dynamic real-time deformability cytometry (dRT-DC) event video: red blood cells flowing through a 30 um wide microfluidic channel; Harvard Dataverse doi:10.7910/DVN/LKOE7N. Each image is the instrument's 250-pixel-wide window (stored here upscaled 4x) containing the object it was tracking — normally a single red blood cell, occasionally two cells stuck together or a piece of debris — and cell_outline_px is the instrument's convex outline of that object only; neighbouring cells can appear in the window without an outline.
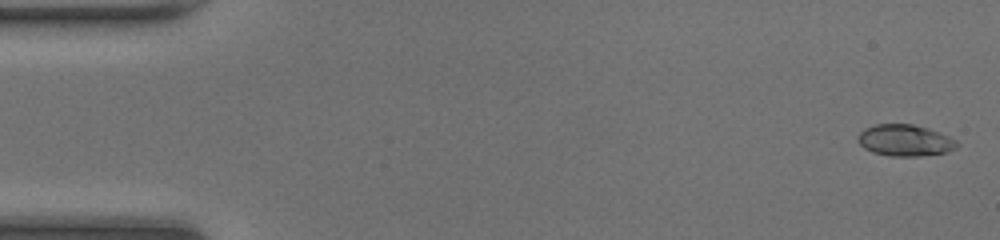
{"species": "common noctule bat (a hibernating species)", "species_latin": "Nyctalus noctula", "temperature_condition": "room temperature", "stored_images_in_passage": 47, "camera_frame_rate_fps": 3000, "um_per_image_px": 0.085, "animal": {"sex": "female", "body_mass_g": 20.0, "forearm_length_mm": 54.0}, "frame": {"image": 1, "passage_image": 1, "time_ms": 0.0, "image_size_px": [1000, 240], "cell_outline_px": [[960, 144], [956, 148], [944, 152], [920, 156], [892, 156], [872, 152], [864, 148], [856, 140], [856, 136], [864, 128], [876, 124], [912, 124], [928, 128], [940, 132], [956, 140]], "centroid_in_image_um": [76.9, 11.92], "position_along_channel_um": 8.1, "area_um2": 18.26}}
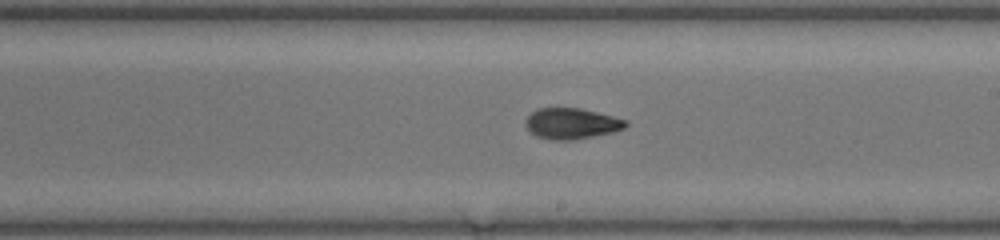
{"frame": {"image": 2, "passage_image": 27, "time_ms": 8.667, "image_size_px": [1000, 240], "cell_outline_px": [[628, 124], [624, 128], [612, 132], [572, 140], [548, 140], [536, 136], [524, 124], [524, 120], [536, 108], [580, 108], [628, 120]], "centroid_in_image_um": [48.55, 10.5], "position_along_channel_um": 240.4, "area_um2": 17.98}}
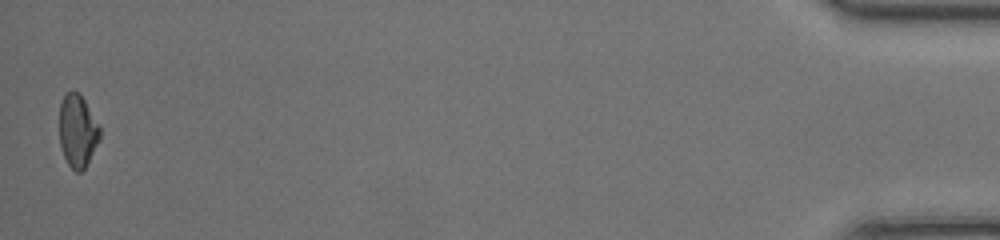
{"frame": {"image": 3, "passage_image": 47, "time_ms": 15.333, "image_size_px": [1000, 240], "cell_outline_px": [[100, 140], [84, 168], [80, 172], [76, 172], [68, 164], [64, 156], [60, 144], [60, 104], [64, 96], [72, 88], [80, 92], [100, 128]], "centroid_in_image_um": [6.59, 11.09], "position_along_channel_um": 428.6, "area_um2": 17.05}, "authors_computed_cell_mechanics": {"area_um2": 17.8024, "velocity_mm_per_s": 4.321, "shape_relaxation_time_tau1_ms": 3.4393, "shape_relaxation_time_tau2_ms": 0.9768, "deformation_change_tau1": 0.1762, "deformation_change_tau2": 0.0568}}